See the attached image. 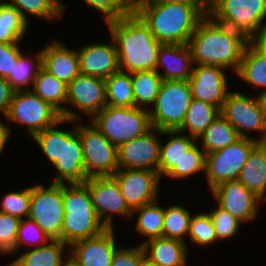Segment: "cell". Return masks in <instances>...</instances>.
<instances>
[{
	"label": "cell",
	"instance_id": "obj_56",
	"mask_svg": "<svg viewBox=\"0 0 266 266\" xmlns=\"http://www.w3.org/2000/svg\"><path fill=\"white\" fill-rule=\"evenodd\" d=\"M5 3H6V2H2V3L0 2V6L4 5Z\"/></svg>",
	"mask_w": 266,
	"mask_h": 266
},
{
	"label": "cell",
	"instance_id": "obj_6",
	"mask_svg": "<svg viewBox=\"0 0 266 266\" xmlns=\"http://www.w3.org/2000/svg\"><path fill=\"white\" fill-rule=\"evenodd\" d=\"M144 107L106 105L92 117V124L116 147L144 135L152 126Z\"/></svg>",
	"mask_w": 266,
	"mask_h": 266
},
{
	"label": "cell",
	"instance_id": "obj_54",
	"mask_svg": "<svg viewBox=\"0 0 266 266\" xmlns=\"http://www.w3.org/2000/svg\"><path fill=\"white\" fill-rule=\"evenodd\" d=\"M68 257L69 258L63 262L61 266H80L74 258H72L70 255Z\"/></svg>",
	"mask_w": 266,
	"mask_h": 266
},
{
	"label": "cell",
	"instance_id": "obj_2",
	"mask_svg": "<svg viewBox=\"0 0 266 266\" xmlns=\"http://www.w3.org/2000/svg\"><path fill=\"white\" fill-rule=\"evenodd\" d=\"M105 22L116 46L121 71L155 70L162 43L154 38L148 25L134 10L124 17Z\"/></svg>",
	"mask_w": 266,
	"mask_h": 266
},
{
	"label": "cell",
	"instance_id": "obj_1",
	"mask_svg": "<svg viewBox=\"0 0 266 266\" xmlns=\"http://www.w3.org/2000/svg\"><path fill=\"white\" fill-rule=\"evenodd\" d=\"M133 10L162 44H188L198 24L208 15L207 2L134 4Z\"/></svg>",
	"mask_w": 266,
	"mask_h": 266
},
{
	"label": "cell",
	"instance_id": "obj_26",
	"mask_svg": "<svg viewBox=\"0 0 266 266\" xmlns=\"http://www.w3.org/2000/svg\"><path fill=\"white\" fill-rule=\"evenodd\" d=\"M237 180L260 199H264L266 194V143H259L252 150Z\"/></svg>",
	"mask_w": 266,
	"mask_h": 266
},
{
	"label": "cell",
	"instance_id": "obj_31",
	"mask_svg": "<svg viewBox=\"0 0 266 266\" xmlns=\"http://www.w3.org/2000/svg\"><path fill=\"white\" fill-rule=\"evenodd\" d=\"M66 243L61 240H50L49 243L25 251L9 266H61L65 259L62 253Z\"/></svg>",
	"mask_w": 266,
	"mask_h": 266
},
{
	"label": "cell",
	"instance_id": "obj_33",
	"mask_svg": "<svg viewBox=\"0 0 266 266\" xmlns=\"http://www.w3.org/2000/svg\"><path fill=\"white\" fill-rule=\"evenodd\" d=\"M135 106L154 104L163 79L156 70L135 71L131 73Z\"/></svg>",
	"mask_w": 266,
	"mask_h": 266
},
{
	"label": "cell",
	"instance_id": "obj_38",
	"mask_svg": "<svg viewBox=\"0 0 266 266\" xmlns=\"http://www.w3.org/2000/svg\"><path fill=\"white\" fill-rule=\"evenodd\" d=\"M190 215L188 210L178 205L165 209L162 237L185 242L183 237L189 233Z\"/></svg>",
	"mask_w": 266,
	"mask_h": 266
},
{
	"label": "cell",
	"instance_id": "obj_15",
	"mask_svg": "<svg viewBox=\"0 0 266 266\" xmlns=\"http://www.w3.org/2000/svg\"><path fill=\"white\" fill-rule=\"evenodd\" d=\"M162 130L151 128L144 135L117 147L119 169H147L158 172Z\"/></svg>",
	"mask_w": 266,
	"mask_h": 266
},
{
	"label": "cell",
	"instance_id": "obj_30",
	"mask_svg": "<svg viewBox=\"0 0 266 266\" xmlns=\"http://www.w3.org/2000/svg\"><path fill=\"white\" fill-rule=\"evenodd\" d=\"M200 138L203 141L201 148L205 154H210L233 144L240 136L227 119L220 114L197 139Z\"/></svg>",
	"mask_w": 266,
	"mask_h": 266
},
{
	"label": "cell",
	"instance_id": "obj_48",
	"mask_svg": "<svg viewBox=\"0 0 266 266\" xmlns=\"http://www.w3.org/2000/svg\"><path fill=\"white\" fill-rule=\"evenodd\" d=\"M145 255L142 245L132 248H117L110 266H139Z\"/></svg>",
	"mask_w": 266,
	"mask_h": 266
},
{
	"label": "cell",
	"instance_id": "obj_14",
	"mask_svg": "<svg viewBox=\"0 0 266 266\" xmlns=\"http://www.w3.org/2000/svg\"><path fill=\"white\" fill-rule=\"evenodd\" d=\"M112 177L117 181L131 210L157 200L161 179L158 172L147 169H118Z\"/></svg>",
	"mask_w": 266,
	"mask_h": 266
},
{
	"label": "cell",
	"instance_id": "obj_45",
	"mask_svg": "<svg viewBox=\"0 0 266 266\" xmlns=\"http://www.w3.org/2000/svg\"><path fill=\"white\" fill-rule=\"evenodd\" d=\"M50 240L51 239L44 233V231L32 219L28 217L27 220L22 219L19 223L14 252L19 249L23 245V243H26L28 245H33L36 243L38 244L37 247H39V245L43 246Z\"/></svg>",
	"mask_w": 266,
	"mask_h": 266
},
{
	"label": "cell",
	"instance_id": "obj_17",
	"mask_svg": "<svg viewBox=\"0 0 266 266\" xmlns=\"http://www.w3.org/2000/svg\"><path fill=\"white\" fill-rule=\"evenodd\" d=\"M224 71V68L219 66L194 65L192 75L188 80L192 98L210 103L221 110L230 92L227 90Z\"/></svg>",
	"mask_w": 266,
	"mask_h": 266
},
{
	"label": "cell",
	"instance_id": "obj_46",
	"mask_svg": "<svg viewBox=\"0 0 266 266\" xmlns=\"http://www.w3.org/2000/svg\"><path fill=\"white\" fill-rule=\"evenodd\" d=\"M209 215L213 221L217 239H227L234 236L242 223L219 206L211 211Z\"/></svg>",
	"mask_w": 266,
	"mask_h": 266
},
{
	"label": "cell",
	"instance_id": "obj_50",
	"mask_svg": "<svg viewBox=\"0 0 266 266\" xmlns=\"http://www.w3.org/2000/svg\"><path fill=\"white\" fill-rule=\"evenodd\" d=\"M179 2H207V0H134V4H163Z\"/></svg>",
	"mask_w": 266,
	"mask_h": 266
},
{
	"label": "cell",
	"instance_id": "obj_55",
	"mask_svg": "<svg viewBox=\"0 0 266 266\" xmlns=\"http://www.w3.org/2000/svg\"><path fill=\"white\" fill-rule=\"evenodd\" d=\"M259 96L262 100L263 108H264L265 113H266V91H263Z\"/></svg>",
	"mask_w": 266,
	"mask_h": 266
},
{
	"label": "cell",
	"instance_id": "obj_22",
	"mask_svg": "<svg viewBox=\"0 0 266 266\" xmlns=\"http://www.w3.org/2000/svg\"><path fill=\"white\" fill-rule=\"evenodd\" d=\"M194 62L188 44H161L155 70L163 80L188 81L193 72ZM160 66L166 71L160 72ZM191 67V68H190Z\"/></svg>",
	"mask_w": 266,
	"mask_h": 266
},
{
	"label": "cell",
	"instance_id": "obj_19",
	"mask_svg": "<svg viewBox=\"0 0 266 266\" xmlns=\"http://www.w3.org/2000/svg\"><path fill=\"white\" fill-rule=\"evenodd\" d=\"M70 247V256L80 266H110L117 250L114 228L106 229L98 236L75 241Z\"/></svg>",
	"mask_w": 266,
	"mask_h": 266
},
{
	"label": "cell",
	"instance_id": "obj_47",
	"mask_svg": "<svg viewBox=\"0 0 266 266\" xmlns=\"http://www.w3.org/2000/svg\"><path fill=\"white\" fill-rule=\"evenodd\" d=\"M18 43L0 42V77L6 78L11 73L14 65H16L22 55Z\"/></svg>",
	"mask_w": 266,
	"mask_h": 266
},
{
	"label": "cell",
	"instance_id": "obj_53",
	"mask_svg": "<svg viewBox=\"0 0 266 266\" xmlns=\"http://www.w3.org/2000/svg\"><path fill=\"white\" fill-rule=\"evenodd\" d=\"M139 266H159L157 263L151 261L145 255L141 258Z\"/></svg>",
	"mask_w": 266,
	"mask_h": 266
},
{
	"label": "cell",
	"instance_id": "obj_9",
	"mask_svg": "<svg viewBox=\"0 0 266 266\" xmlns=\"http://www.w3.org/2000/svg\"><path fill=\"white\" fill-rule=\"evenodd\" d=\"M88 178L113 176L119 169L117 147L93 124L77 125Z\"/></svg>",
	"mask_w": 266,
	"mask_h": 266
},
{
	"label": "cell",
	"instance_id": "obj_35",
	"mask_svg": "<svg viewBox=\"0 0 266 266\" xmlns=\"http://www.w3.org/2000/svg\"><path fill=\"white\" fill-rule=\"evenodd\" d=\"M28 23L20 12L7 3L0 6V42H19L27 29Z\"/></svg>",
	"mask_w": 266,
	"mask_h": 266
},
{
	"label": "cell",
	"instance_id": "obj_49",
	"mask_svg": "<svg viewBox=\"0 0 266 266\" xmlns=\"http://www.w3.org/2000/svg\"><path fill=\"white\" fill-rule=\"evenodd\" d=\"M14 92L8 81L4 77H0V111L4 114L5 118Z\"/></svg>",
	"mask_w": 266,
	"mask_h": 266
},
{
	"label": "cell",
	"instance_id": "obj_52",
	"mask_svg": "<svg viewBox=\"0 0 266 266\" xmlns=\"http://www.w3.org/2000/svg\"><path fill=\"white\" fill-rule=\"evenodd\" d=\"M263 26L259 36L253 42L266 53V22Z\"/></svg>",
	"mask_w": 266,
	"mask_h": 266
},
{
	"label": "cell",
	"instance_id": "obj_11",
	"mask_svg": "<svg viewBox=\"0 0 266 266\" xmlns=\"http://www.w3.org/2000/svg\"><path fill=\"white\" fill-rule=\"evenodd\" d=\"M61 118L55 108L28 89L14 92L6 116L8 121L26 125L32 136L53 126Z\"/></svg>",
	"mask_w": 266,
	"mask_h": 266
},
{
	"label": "cell",
	"instance_id": "obj_16",
	"mask_svg": "<svg viewBox=\"0 0 266 266\" xmlns=\"http://www.w3.org/2000/svg\"><path fill=\"white\" fill-rule=\"evenodd\" d=\"M211 190L218 206L243 223L255 218L258 204L262 202L238 180L222 182Z\"/></svg>",
	"mask_w": 266,
	"mask_h": 266
},
{
	"label": "cell",
	"instance_id": "obj_37",
	"mask_svg": "<svg viewBox=\"0 0 266 266\" xmlns=\"http://www.w3.org/2000/svg\"><path fill=\"white\" fill-rule=\"evenodd\" d=\"M71 121L73 122L74 120L61 118L53 126H50L32 136L52 164L63 157L64 151V130L55 129V126L59 123L62 124L63 122L67 123Z\"/></svg>",
	"mask_w": 266,
	"mask_h": 266
},
{
	"label": "cell",
	"instance_id": "obj_4",
	"mask_svg": "<svg viewBox=\"0 0 266 266\" xmlns=\"http://www.w3.org/2000/svg\"><path fill=\"white\" fill-rule=\"evenodd\" d=\"M63 184L64 219L62 241L71 245L81 239L100 235L107 228L93 207L91 194L84 183Z\"/></svg>",
	"mask_w": 266,
	"mask_h": 266
},
{
	"label": "cell",
	"instance_id": "obj_10",
	"mask_svg": "<svg viewBox=\"0 0 266 266\" xmlns=\"http://www.w3.org/2000/svg\"><path fill=\"white\" fill-rule=\"evenodd\" d=\"M259 143L258 139L240 137L233 144L206 154L205 173L210 190L222 182L237 180L250 153Z\"/></svg>",
	"mask_w": 266,
	"mask_h": 266
},
{
	"label": "cell",
	"instance_id": "obj_12",
	"mask_svg": "<svg viewBox=\"0 0 266 266\" xmlns=\"http://www.w3.org/2000/svg\"><path fill=\"white\" fill-rule=\"evenodd\" d=\"M220 113L240 137L249 138L245 130H258L262 132L258 141L266 143V113L259 95L251 98L238 92H229Z\"/></svg>",
	"mask_w": 266,
	"mask_h": 266
},
{
	"label": "cell",
	"instance_id": "obj_20",
	"mask_svg": "<svg viewBox=\"0 0 266 266\" xmlns=\"http://www.w3.org/2000/svg\"><path fill=\"white\" fill-rule=\"evenodd\" d=\"M80 73L106 79L120 70L115 44H89L77 51Z\"/></svg>",
	"mask_w": 266,
	"mask_h": 266
},
{
	"label": "cell",
	"instance_id": "obj_25",
	"mask_svg": "<svg viewBox=\"0 0 266 266\" xmlns=\"http://www.w3.org/2000/svg\"><path fill=\"white\" fill-rule=\"evenodd\" d=\"M141 245L145 256L159 266H186L187 246L185 242L158 237L148 239Z\"/></svg>",
	"mask_w": 266,
	"mask_h": 266
},
{
	"label": "cell",
	"instance_id": "obj_43",
	"mask_svg": "<svg viewBox=\"0 0 266 266\" xmlns=\"http://www.w3.org/2000/svg\"><path fill=\"white\" fill-rule=\"evenodd\" d=\"M105 15V20L118 19L133 11L134 0H84Z\"/></svg>",
	"mask_w": 266,
	"mask_h": 266
},
{
	"label": "cell",
	"instance_id": "obj_24",
	"mask_svg": "<svg viewBox=\"0 0 266 266\" xmlns=\"http://www.w3.org/2000/svg\"><path fill=\"white\" fill-rule=\"evenodd\" d=\"M32 86V92L55 108L62 118L74 121L80 118V115L78 116L73 110L71 111L65 106L62 107L67 101V84L57 79L43 67L40 69Z\"/></svg>",
	"mask_w": 266,
	"mask_h": 266
},
{
	"label": "cell",
	"instance_id": "obj_8",
	"mask_svg": "<svg viewBox=\"0 0 266 266\" xmlns=\"http://www.w3.org/2000/svg\"><path fill=\"white\" fill-rule=\"evenodd\" d=\"M63 184L51 183L31 187V207L29 218L32 219L51 240L62 241L64 219Z\"/></svg>",
	"mask_w": 266,
	"mask_h": 266
},
{
	"label": "cell",
	"instance_id": "obj_39",
	"mask_svg": "<svg viewBox=\"0 0 266 266\" xmlns=\"http://www.w3.org/2000/svg\"><path fill=\"white\" fill-rule=\"evenodd\" d=\"M36 59L37 64L31 63L30 59L26 56L24 57L23 54L19 57L16 65H14V68L12 69V72L5 78L14 91H24L25 86H29L31 84L33 85L35 78L42 68L41 51L36 54ZM31 64H34L35 67Z\"/></svg>",
	"mask_w": 266,
	"mask_h": 266
},
{
	"label": "cell",
	"instance_id": "obj_40",
	"mask_svg": "<svg viewBox=\"0 0 266 266\" xmlns=\"http://www.w3.org/2000/svg\"><path fill=\"white\" fill-rule=\"evenodd\" d=\"M206 154L200 150L196 143L180 158L167 173V176L173 178H186L189 175L199 171L205 172Z\"/></svg>",
	"mask_w": 266,
	"mask_h": 266
},
{
	"label": "cell",
	"instance_id": "obj_41",
	"mask_svg": "<svg viewBox=\"0 0 266 266\" xmlns=\"http://www.w3.org/2000/svg\"><path fill=\"white\" fill-rule=\"evenodd\" d=\"M191 241L197 245H208L217 240L216 231L209 213L191 217L189 233Z\"/></svg>",
	"mask_w": 266,
	"mask_h": 266
},
{
	"label": "cell",
	"instance_id": "obj_29",
	"mask_svg": "<svg viewBox=\"0 0 266 266\" xmlns=\"http://www.w3.org/2000/svg\"><path fill=\"white\" fill-rule=\"evenodd\" d=\"M220 114L217 106L192 98L182 126L178 130L183 134L188 130L190 136L198 138Z\"/></svg>",
	"mask_w": 266,
	"mask_h": 266
},
{
	"label": "cell",
	"instance_id": "obj_7",
	"mask_svg": "<svg viewBox=\"0 0 266 266\" xmlns=\"http://www.w3.org/2000/svg\"><path fill=\"white\" fill-rule=\"evenodd\" d=\"M191 100L192 93L188 81L163 80L153 104L154 109L149 110L151 126L162 131L178 130L182 126Z\"/></svg>",
	"mask_w": 266,
	"mask_h": 266
},
{
	"label": "cell",
	"instance_id": "obj_3",
	"mask_svg": "<svg viewBox=\"0 0 266 266\" xmlns=\"http://www.w3.org/2000/svg\"><path fill=\"white\" fill-rule=\"evenodd\" d=\"M242 34L215 22L207 15L196 27L188 46L194 64L231 67L238 72L242 55L249 43Z\"/></svg>",
	"mask_w": 266,
	"mask_h": 266
},
{
	"label": "cell",
	"instance_id": "obj_28",
	"mask_svg": "<svg viewBox=\"0 0 266 266\" xmlns=\"http://www.w3.org/2000/svg\"><path fill=\"white\" fill-rule=\"evenodd\" d=\"M162 134L169 135L170 139L165 145L160 146V159L158 163V174L160 177L166 174L180 158L188 151L197 141V138L182 135L179 130H165Z\"/></svg>",
	"mask_w": 266,
	"mask_h": 266
},
{
	"label": "cell",
	"instance_id": "obj_5",
	"mask_svg": "<svg viewBox=\"0 0 266 266\" xmlns=\"http://www.w3.org/2000/svg\"><path fill=\"white\" fill-rule=\"evenodd\" d=\"M207 12L215 22L253 42L264 27L266 0H207Z\"/></svg>",
	"mask_w": 266,
	"mask_h": 266
},
{
	"label": "cell",
	"instance_id": "obj_36",
	"mask_svg": "<svg viewBox=\"0 0 266 266\" xmlns=\"http://www.w3.org/2000/svg\"><path fill=\"white\" fill-rule=\"evenodd\" d=\"M6 2L9 6L20 12L24 20L27 21L25 12L40 18L52 19L60 18L63 13V4L59 0H11Z\"/></svg>",
	"mask_w": 266,
	"mask_h": 266
},
{
	"label": "cell",
	"instance_id": "obj_23",
	"mask_svg": "<svg viewBox=\"0 0 266 266\" xmlns=\"http://www.w3.org/2000/svg\"><path fill=\"white\" fill-rule=\"evenodd\" d=\"M42 67L57 79L69 84L80 74L77 51L69 50L63 43L54 41L42 49Z\"/></svg>",
	"mask_w": 266,
	"mask_h": 266
},
{
	"label": "cell",
	"instance_id": "obj_18",
	"mask_svg": "<svg viewBox=\"0 0 266 266\" xmlns=\"http://www.w3.org/2000/svg\"><path fill=\"white\" fill-rule=\"evenodd\" d=\"M66 104L93 117L107 105L105 79L80 73L67 85Z\"/></svg>",
	"mask_w": 266,
	"mask_h": 266
},
{
	"label": "cell",
	"instance_id": "obj_34",
	"mask_svg": "<svg viewBox=\"0 0 266 266\" xmlns=\"http://www.w3.org/2000/svg\"><path fill=\"white\" fill-rule=\"evenodd\" d=\"M156 203L157 201H154L132 210V214L139 212L136 230L149 239L163 236L165 208H161Z\"/></svg>",
	"mask_w": 266,
	"mask_h": 266
},
{
	"label": "cell",
	"instance_id": "obj_44",
	"mask_svg": "<svg viewBox=\"0 0 266 266\" xmlns=\"http://www.w3.org/2000/svg\"><path fill=\"white\" fill-rule=\"evenodd\" d=\"M20 219L0 212V253L11 254L14 251Z\"/></svg>",
	"mask_w": 266,
	"mask_h": 266
},
{
	"label": "cell",
	"instance_id": "obj_32",
	"mask_svg": "<svg viewBox=\"0 0 266 266\" xmlns=\"http://www.w3.org/2000/svg\"><path fill=\"white\" fill-rule=\"evenodd\" d=\"M106 104L114 107H135L131 73L117 71L105 79Z\"/></svg>",
	"mask_w": 266,
	"mask_h": 266
},
{
	"label": "cell",
	"instance_id": "obj_27",
	"mask_svg": "<svg viewBox=\"0 0 266 266\" xmlns=\"http://www.w3.org/2000/svg\"><path fill=\"white\" fill-rule=\"evenodd\" d=\"M237 75L254 87L266 89V53L254 42L246 45Z\"/></svg>",
	"mask_w": 266,
	"mask_h": 266
},
{
	"label": "cell",
	"instance_id": "obj_13",
	"mask_svg": "<svg viewBox=\"0 0 266 266\" xmlns=\"http://www.w3.org/2000/svg\"><path fill=\"white\" fill-rule=\"evenodd\" d=\"M84 184L91 194L97 217L107 229H113L111 216L113 213L126 217L132 216V210L126 204L120 187L112 176L90 177Z\"/></svg>",
	"mask_w": 266,
	"mask_h": 266
},
{
	"label": "cell",
	"instance_id": "obj_51",
	"mask_svg": "<svg viewBox=\"0 0 266 266\" xmlns=\"http://www.w3.org/2000/svg\"><path fill=\"white\" fill-rule=\"evenodd\" d=\"M10 135V128L3 124L0 120V154L5 146Z\"/></svg>",
	"mask_w": 266,
	"mask_h": 266
},
{
	"label": "cell",
	"instance_id": "obj_42",
	"mask_svg": "<svg viewBox=\"0 0 266 266\" xmlns=\"http://www.w3.org/2000/svg\"><path fill=\"white\" fill-rule=\"evenodd\" d=\"M0 212L10 214L23 219L25 215L27 218L30 214L31 207V187L26 188L21 192H10L2 198Z\"/></svg>",
	"mask_w": 266,
	"mask_h": 266
},
{
	"label": "cell",
	"instance_id": "obj_21",
	"mask_svg": "<svg viewBox=\"0 0 266 266\" xmlns=\"http://www.w3.org/2000/svg\"><path fill=\"white\" fill-rule=\"evenodd\" d=\"M75 126L72 131H64L63 157L53 164L58 170L53 183L64 184L65 180L68 184L84 183L88 179L77 124Z\"/></svg>",
	"mask_w": 266,
	"mask_h": 266
}]
</instances>
